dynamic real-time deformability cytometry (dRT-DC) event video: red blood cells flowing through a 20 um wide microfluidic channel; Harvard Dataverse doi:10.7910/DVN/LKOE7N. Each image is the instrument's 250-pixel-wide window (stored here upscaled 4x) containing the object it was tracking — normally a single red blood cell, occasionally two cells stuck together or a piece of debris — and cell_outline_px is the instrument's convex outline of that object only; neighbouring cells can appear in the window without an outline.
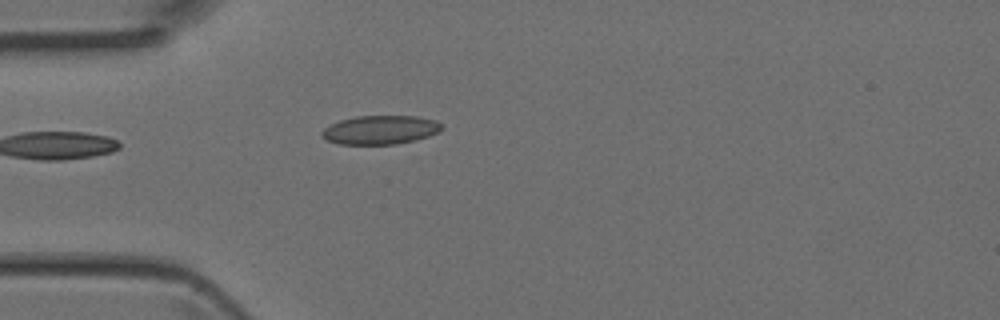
{"species": "Egyptian fruit bat (a non-hibernating species)", "species_latin": "Rousettus aegyptiacus", "temperature_condition": "room temperature", "stored_images_in_passage": 2, "camera_frame_rate_fps": 3000, "um_per_image_px": 0.085, "animal": {"sex": "female"}, "frame": {"image": 1, "passage_image": 2, "time_ms": 0.333, "image_size_px": [1000, 320], "cell_outline_px": [[444, 128], [440, 132], [416, 140], [396, 144], [336, 144], [320, 136], [320, 132], [324, 128], [340, 120], [356, 116], [416, 116], [436, 120]], "centroid_in_image_um": [32.33, 11.04], "position_along_channel_um": 52.7, "area_um2": 20.23}}